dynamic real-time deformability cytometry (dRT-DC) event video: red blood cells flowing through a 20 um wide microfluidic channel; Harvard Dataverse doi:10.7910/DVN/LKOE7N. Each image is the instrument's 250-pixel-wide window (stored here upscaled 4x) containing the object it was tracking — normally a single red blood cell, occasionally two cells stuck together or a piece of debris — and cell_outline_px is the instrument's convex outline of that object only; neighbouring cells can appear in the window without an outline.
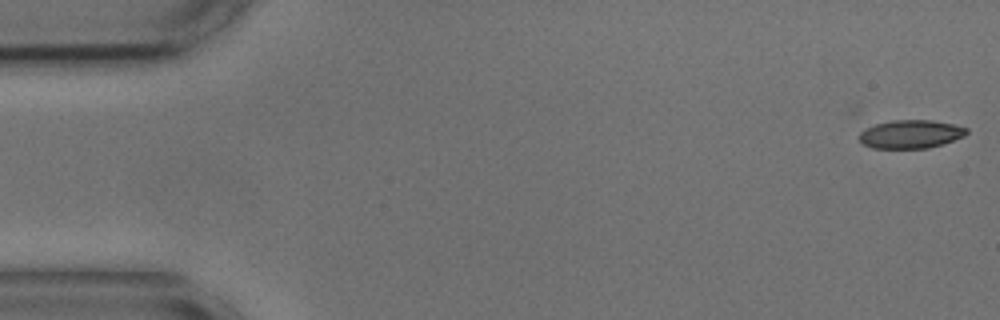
{"species": "common noctule bat (a hibernating species)", "species_latin": "Nyctalus noctula", "temperature_condition": "cold", "stored_images_in_passage": 54, "camera_frame_rate_fps": 3000, "um_per_image_px": 0.085, "animal": {"sex": "male", "body_mass_g": 17.9, "forearm_length_mm": 54.2}, "frame": {"image": 1, "passage_image": 1, "time_ms": 0.0, "image_size_px": [1000, 320], "cell_outline_px": [[968, 132], [964, 136], [928, 148], [872, 148], [864, 144], [860, 140], [860, 132], [876, 124], [892, 120], [932, 120], [952, 124], [968, 128]], "centroid_in_image_um": [77.42, 11.4], "position_along_channel_um": 7.6, "area_um2": 17.46}}
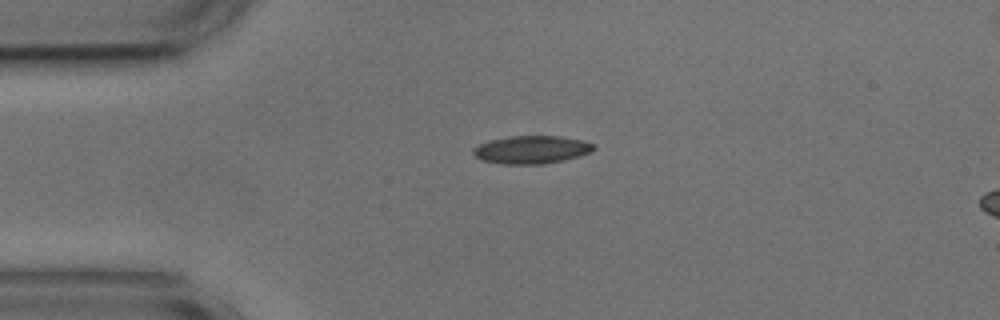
{"frame": {"image": 2, "passage_image": 12, "time_ms": 3.667, "image_size_px": [1000, 320], "cell_outline_px": [[596, 148], [592, 152], [564, 160], [544, 164], [504, 164], [480, 160], [472, 152], [472, 148], [480, 144], [492, 140], [508, 136], [560, 136], [584, 140], [596, 144]], "centroid_in_image_um": [45.22, 12.72], "position_along_channel_um": 39.8, "area_um2": 19.77}}
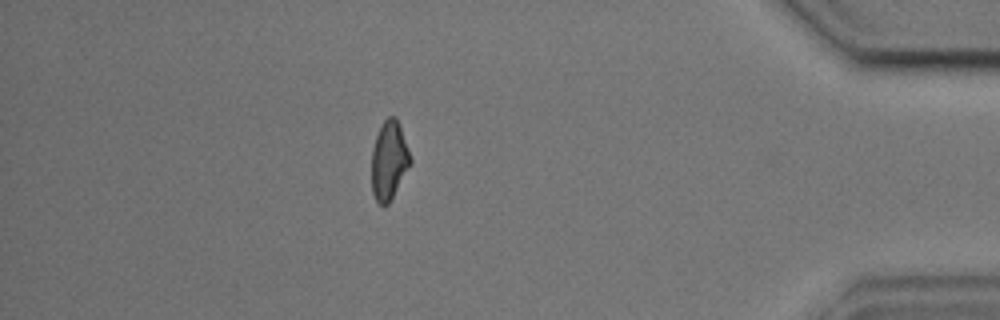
{"frame": {"image": 3, "passage_image": 47, "time_ms": 15.333, "image_size_px": [1000, 320], "cell_outline_px": [[412, 160], [388, 204], [380, 204], [376, 200], [372, 192], [372, 148], [376, 136], [384, 120], [388, 116], [396, 116]], "centroid_in_image_um": [33.05, 13.61], "position_along_channel_um": 402.2, "area_um2": 17.28}, "authors_computed_cell_mechanics": {"area_um2": 18.3515, "velocity_mm_per_s": 3.6731, "shape_relaxation_time_tau1_ms": 5.9883, "shape_relaxation_time_tau2_ms": 2.1765, "deformation_change_tau1": 0.1687, "deformation_change_tau2": 0.0963}}